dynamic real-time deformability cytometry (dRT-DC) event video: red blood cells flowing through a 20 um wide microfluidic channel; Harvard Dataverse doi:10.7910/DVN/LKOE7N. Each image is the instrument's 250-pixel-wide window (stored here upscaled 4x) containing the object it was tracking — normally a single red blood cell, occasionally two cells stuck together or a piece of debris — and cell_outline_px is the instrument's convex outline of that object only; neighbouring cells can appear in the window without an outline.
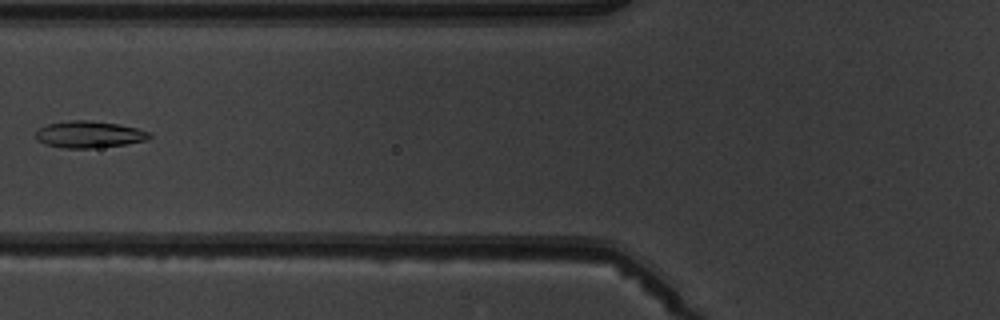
{"species": "common noctule bat (a hibernating species)", "species_latin": "Nyctalus noctula", "temperature_condition": "warm", "stored_images_in_passage": 7, "camera_frame_rate_fps": 3000, "um_per_image_px": 0.085, "animal": {"sex": "male", "body_mass_g": 19.5, "forearm_length_mm": 54.6}, "frame": {"image": 1, "passage_image": 6, "time_ms": 7.0, "image_size_px": [1000, 320], "cell_outline_px": [[152, 136], [148, 140], [124, 144], [92, 148], [64, 148], [44, 144], [36, 140], [36, 132], [40, 128], [48, 124], [68, 120], [88, 120], [116, 124], [136, 128], [148, 132]], "centroid_in_image_um": [7.54, 11.43], "position_along_channel_um": 118.3, "area_um2": 17.57}}
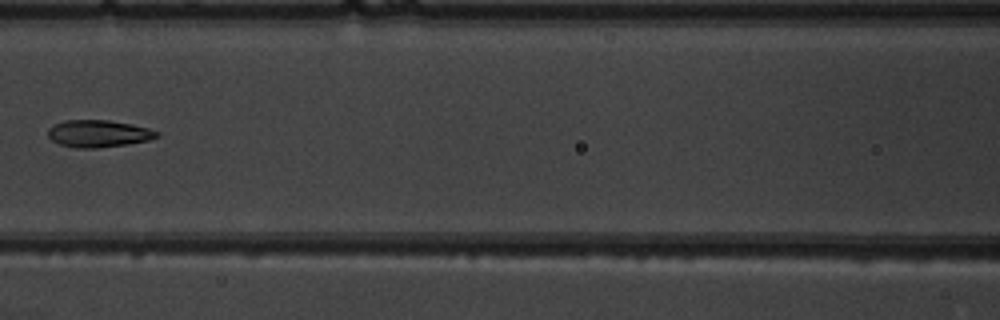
{"frame": {"image": 2, "passage_image": 7, "time_ms": 8.0, "image_size_px": [1000, 320], "cell_outline_px": [[160, 136], [148, 140], [128, 144], [96, 148], [76, 148], [60, 144], [52, 140], [48, 136], [48, 128], [52, 124], [64, 120], [108, 120], [132, 124], [148, 128], [160, 132]], "centroid_in_image_um": [8.36, 11.35], "position_along_channel_um": 158.2, "area_um2": 17.34}}